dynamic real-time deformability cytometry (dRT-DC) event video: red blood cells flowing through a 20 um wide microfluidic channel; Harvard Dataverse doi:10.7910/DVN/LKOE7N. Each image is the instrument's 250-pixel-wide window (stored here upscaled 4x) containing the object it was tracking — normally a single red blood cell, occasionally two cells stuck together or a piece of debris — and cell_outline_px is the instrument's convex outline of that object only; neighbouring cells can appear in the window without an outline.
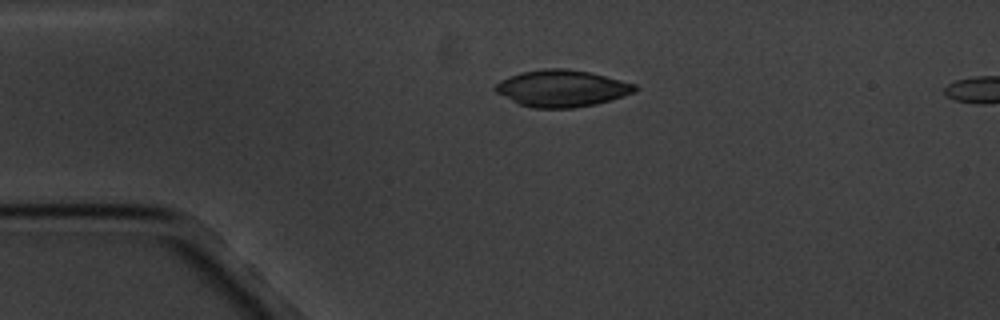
{"species": "common noctule bat (a hibernating species)", "species_latin": "Nyctalus noctula", "temperature_condition": "cold", "stored_images_in_passage": 2, "camera_frame_rate_fps": 3000, "um_per_image_px": 0.085, "animal": {"sex": "male", "body_mass_g": 20.1, "forearm_length_mm": 53.5}, "frame": {"image": 1, "passage_image": 1, "time_ms": 0.0, "image_size_px": [1000, 320], "cell_outline_px": [[640, 88], [636, 92], [596, 104], [572, 108], [532, 108], [520, 104], [496, 92], [492, 88], [500, 80], [520, 72], [544, 68], [564, 68], [588, 72], [636, 84]], "centroid_in_image_um": [47.75, 7.51], "position_along_channel_um": 37.2, "area_um2": 29.82}}